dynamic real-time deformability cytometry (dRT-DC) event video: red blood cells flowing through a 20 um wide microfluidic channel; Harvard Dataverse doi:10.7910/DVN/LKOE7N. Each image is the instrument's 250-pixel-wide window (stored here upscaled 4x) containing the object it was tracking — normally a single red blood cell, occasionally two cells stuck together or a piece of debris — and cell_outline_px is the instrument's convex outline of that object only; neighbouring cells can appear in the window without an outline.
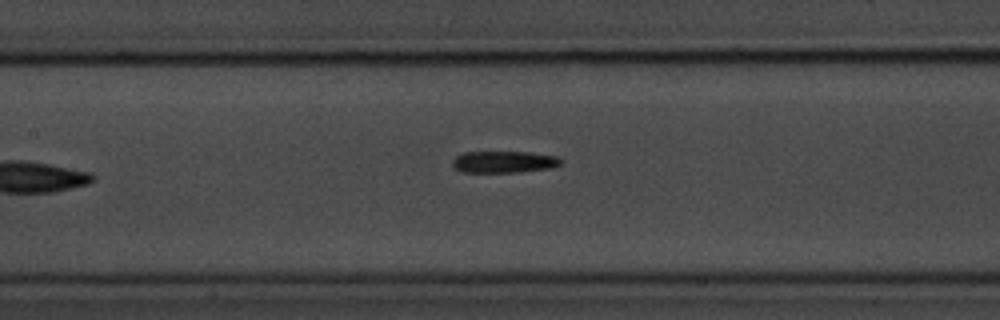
{"species": "common noctule bat (a hibernating species)", "species_latin": "Nyctalus noctula", "temperature_condition": "room temperature", "stored_images_in_passage": 6, "camera_frame_rate_fps": 3000, "um_per_image_px": 0.085, "animal": {"sex": "male", "body_mass_g": 20.1, "forearm_length_mm": 53.5}, "frame": {"image": 1, "passage_image": 5, "time_ms": 5.667, "image_size_px": [1000, 320], "cell_outline_px": [[564, 160], [560, 164], [552, 168], [516, 172], [460, 172], [452, 164], [452, 160], [456, 156], [464, 152], [528, 152], [560, 156]], "centroid_in_image_um": [42.87, 13.75], "position_along_channel_um": 164.5, "area_um2": 13.87}}
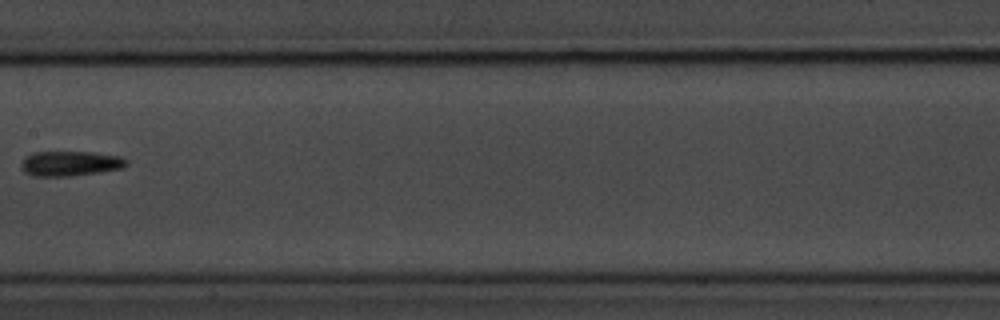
{"frame": {"image": 2, "passage_image": 6, "time_ms": 6.667, "image_size_px": [1000, 320], "cell_outline_px": [[128, 164], [124, 168], [100, 172], [68, 176], [32, 176], [24, 172], [20, 168], [20, 164], [24, 156], [32, 152], [92, 152], [120, 156], [128, 160]], "centroid_in_image_um": [5.94, 13.89], "position_along_channel_um": 201.5, "area_um2": 15.55}}